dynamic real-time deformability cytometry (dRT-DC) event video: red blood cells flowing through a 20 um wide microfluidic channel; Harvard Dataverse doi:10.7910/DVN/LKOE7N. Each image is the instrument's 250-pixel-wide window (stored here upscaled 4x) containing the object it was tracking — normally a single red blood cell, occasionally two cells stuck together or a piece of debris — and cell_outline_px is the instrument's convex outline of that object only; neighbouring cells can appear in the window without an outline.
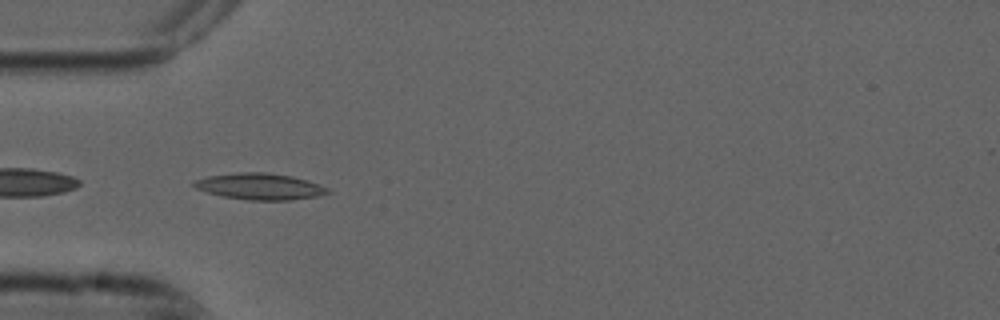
{"species": "common noctule bat (a hibernating species)", "species_latin": "Nyctalus noctula", "temperature_condition": "cold", "stored_images_in_passage": 42, "camera_frame_rate_fps": 3000, "um_per_image_px": 0.085, "animal": {"sex": "male", "forearm_length_mm": 52.5}, "frame": {"image": 1, "passage_image": 4, "time_ms": 1.0, "image_size_px": [1000, 320], "cell_outline_px": [[332, 192], [316, 196], [292, 200], [248, 200], [224, 196], [208, 192], [196, 188], [192, 184], [192, 180], [208, 176], [236, 172], [268, 172], [292, 176], [308, 180], [328, 188]], "centroid_in_image_um": [22.09, 15.84], "position_along_channel_um": 62.9, "area_um2": 20.58}}
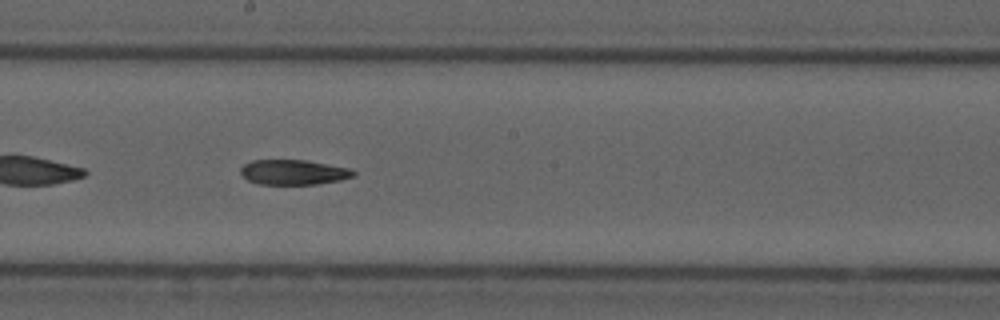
{"frame": {"image": 2, "passage_image": 17, "time_ms": 5.333, "image_size_px": [1000, 320], "cell_outline_px": [[356, 172], [352, 176], [340, 180], [316, 184], [256, 184], [248, 180], [240, 172], [240, 168], [244, 164], [252, 160], [308, 160], [352, 168]], "centroid_in_image_um": [24.95, 14.63], "position_along_channel_um": 223.2, "area_um2": 16.53}}
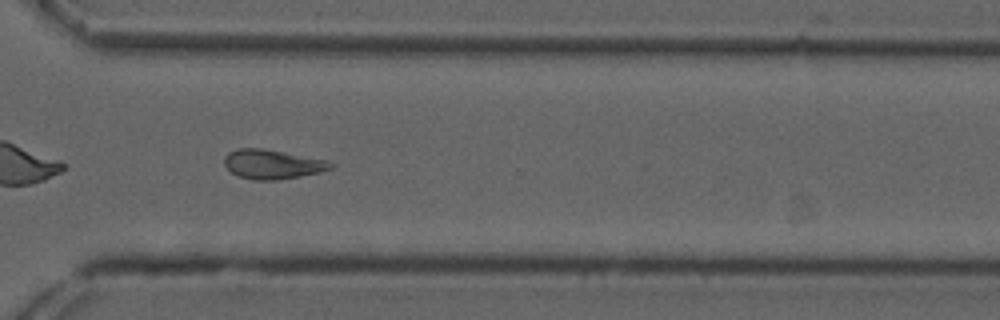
{"frame": {"image": 3, "passage_image": 27, "time_ms": 8.667, "image_size_px": [1000, 320], "cell_outline_px": [[336, 164], [332, 168], [320, 172], [280, 180], [252, 180], [236, 176], [224, 164], [224, 156], [228, 152], [240, 148], [264, 148], [328, 160]], "centroid_in_image_um": [23.16, 13.96], "position_along_channel_um": 347.4, "area_um2": 18.44}}